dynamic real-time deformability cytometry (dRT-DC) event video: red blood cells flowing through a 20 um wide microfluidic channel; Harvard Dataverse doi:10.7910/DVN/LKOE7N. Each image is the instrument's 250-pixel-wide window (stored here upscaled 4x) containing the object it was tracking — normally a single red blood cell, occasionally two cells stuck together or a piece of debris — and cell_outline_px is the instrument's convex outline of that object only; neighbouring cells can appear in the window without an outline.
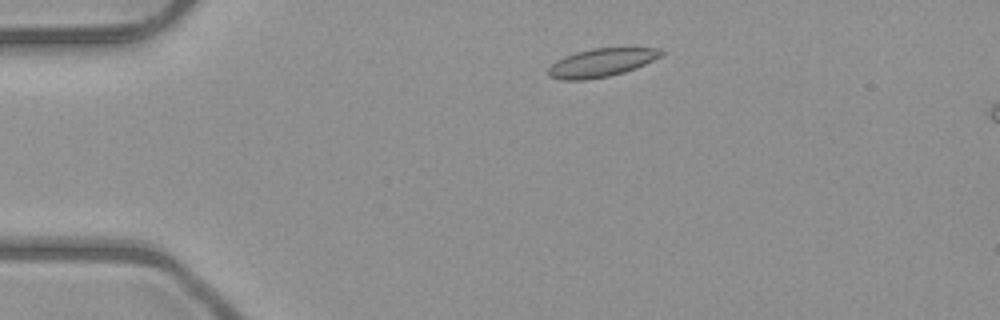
{"species": "common noctule bat (a hibernating species)", "species_latin": "Nyctalus noctula", "temperature_condition": "room temperature", "stored_images_in_passage": 4, "camera_frame_rate_fps": 3000, "um_per_image_px": 0.085, "animal": {"sex": "male", "body_mass_g": 23.1, "forearm_length_mm": 52.7}, "frame": {"image": 1, "passage_image": 2, "time_ms": 1.0, "image_size_px": [1000, 320], "cell_outline_px": [[664, 56], [636, 68], [624, 72], [608, 76], [588, 80], [560, 80], [548, 76], [548, 68], [556, 60], [564, 56], [576, 52], [592, 48], [656, 48], [664, 52]], "centroid_in_image_um": [51.11, 5.33], "position_along_channel_um": 33.9, "area_um2": 18.79}}